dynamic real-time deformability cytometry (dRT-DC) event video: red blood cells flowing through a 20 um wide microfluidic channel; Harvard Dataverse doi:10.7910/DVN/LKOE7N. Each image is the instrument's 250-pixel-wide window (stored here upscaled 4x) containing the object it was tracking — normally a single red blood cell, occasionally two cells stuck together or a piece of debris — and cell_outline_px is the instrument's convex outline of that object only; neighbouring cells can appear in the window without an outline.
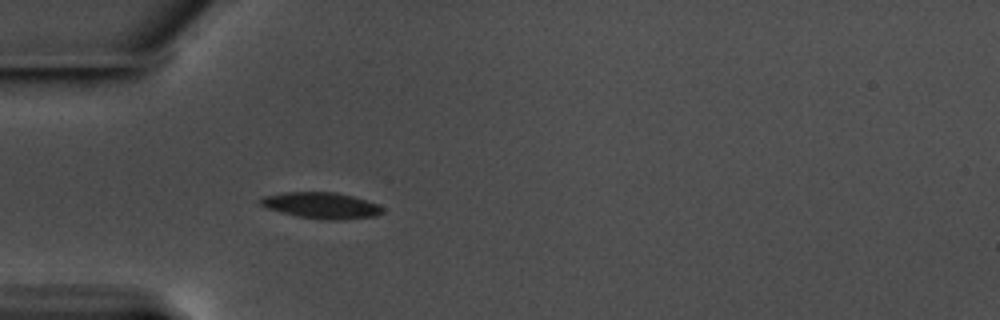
{"species": "common noctule bat (a hibernating species)", "species_latin": "Nyctalus noctula", "temperature_condition": "warm", "stored_images_in_passage": 11, "camera_frame_rate_fps": 3000, "um_per_image_px": 0.085, "animal": {"sex": "male", "body_mass_g": 17.5, "forearm_length_mm": 52.3}, "frame": {"image": 1, "passage_image": 1, "time_ms": 0.0, "image_size_px": [1000, 320], "cell_outline_px": [[384, 212], [376, 216], [336, 220], [328, 220], [300, 216], [268, 208], [260, 204], [260, 200], [264, 196], [284, 192], [336, 192], [352, 196], [376, 204], [384, 208]], "centroid_in_image_um": [27.35, 17.45], "position_along_channel_um": 57.7, "area_um2": 18.21}}
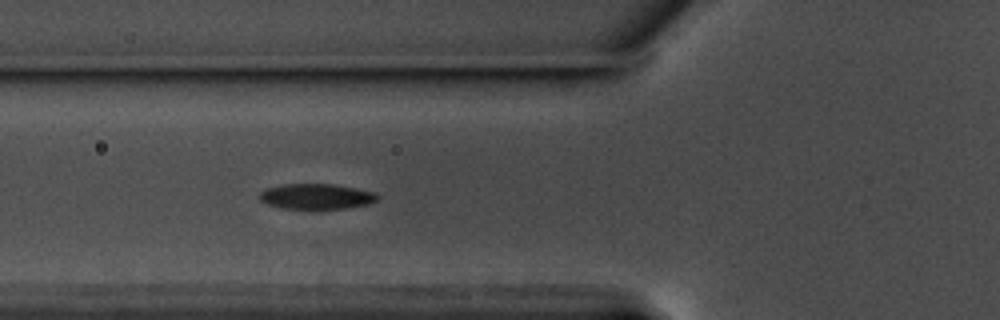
{"frame": {"image": 2, "passage_image": 5, "time_ms": 1.333, "image_size_px": [1000, 320], "cell_outline_px": [[380, 196], [376, 200], [368, 204], [344, 208], [280, 208], [268, 204], [260, 200], [260, 192], [264, 188], [284, 184], [336, 184], [356, 188], [372, 192]], "centroid_in_image_um": [26.86, 16.68], "position_along_channel_um": 98.9, "area_um2": 17.28}}
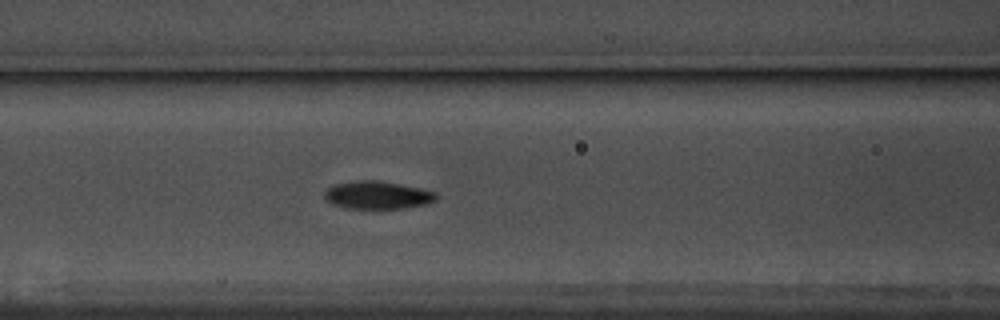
{"frame": {"image": 3, "passage_image": 8, "time_ms": 2.333, "image_size_px": [1000, 320], "cell_outline_px": [[436, 200], [424, 204], [404, 208], [380, 212], [376, 212], [344, 208], [332, 204], [324, 196], [324, 192], [328, 188], [336, 184], [356, 180], [376, 180], [400, 184], [420, 188], [436, 192]], "centroid_in_image_um": [32.06, 16.64], "position_along_channel_um": 134.5, "area_um2": 18.84}}